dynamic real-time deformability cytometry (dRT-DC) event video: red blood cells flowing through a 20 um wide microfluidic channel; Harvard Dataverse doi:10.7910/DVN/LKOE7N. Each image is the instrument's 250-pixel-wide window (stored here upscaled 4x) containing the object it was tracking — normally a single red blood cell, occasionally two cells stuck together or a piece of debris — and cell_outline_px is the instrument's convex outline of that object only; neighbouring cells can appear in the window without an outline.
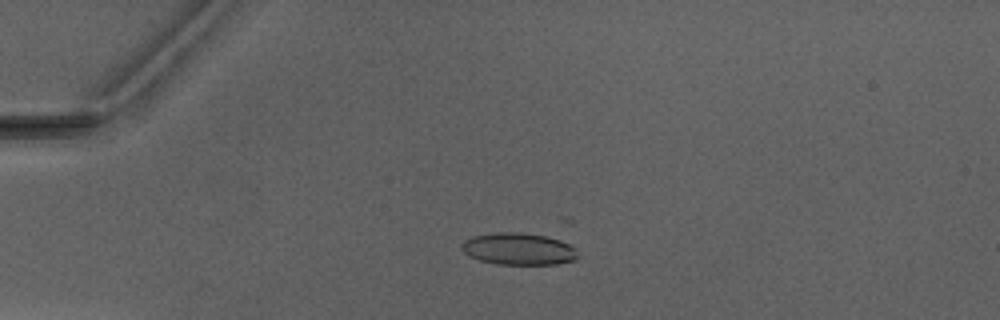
{"species": "Egyptian fruit bat (a non-hibernating species)", "species_latin": "Rousettus aegyptiacus", "temperature_condition": "warm", "stored_images_in_passage": 6, "camera_frame_rate_fps": 3000, "um_per_image_px": 0.085, "animal": {"sex": "male"}, "frame": {"image": 1, "passage_image": 4, "time_ms": 4.333, "image_size_px": [1000, 320], "cell_outline_px": [[580, 256], [576, 260], [556, 264], [496, 264], [480, 260], [468, 256], [460, 248], [460, 244], [464, 240], [472, 236], [496, 232], [520, 232], [544, 236], [560, 240], [576, 248], [580, 252]], "centroid_in_image_um": [44.08, 21.16], "position_along_channel_um": 40.9, "area_um2": 21.91}}